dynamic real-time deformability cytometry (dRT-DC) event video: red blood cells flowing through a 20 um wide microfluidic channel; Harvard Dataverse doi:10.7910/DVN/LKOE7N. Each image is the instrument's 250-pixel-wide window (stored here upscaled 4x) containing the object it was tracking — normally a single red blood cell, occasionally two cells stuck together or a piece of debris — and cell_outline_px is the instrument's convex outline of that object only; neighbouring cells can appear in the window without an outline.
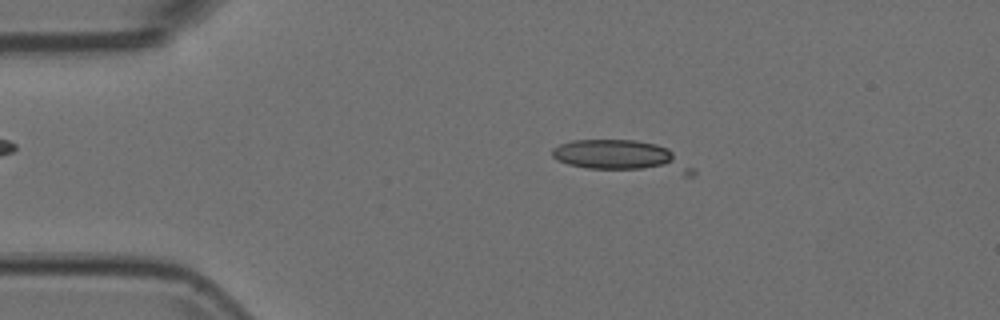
{"species": "Egyptian fruit bat (a non-hibernating species)", "species_latin": "Rousettus aegyptiacus", "temperature_condition": "room temperature", "stored_images_in_passage": 8, "camera_frame_rate_fps": 3000, "um_per_image_px": 0.085, "animal": {"sex": "female"}, "frame": {"image": 1, "passage_image": 7, "time_ms": 2.0, "image_size_px": [1000, 320], "cell_outline_px": [[696, 176], [684, 176], [588, 168], [568, 164], [556, 160], [552, 156], [552, 148], [560, 144], [572, 140], [636, 140], [656, 144], [668, 148], [696, 168]], "centroid_in_image_um": [52.97, 13.34], "position_along_channel_um": 32.0, "area_um2": 26.53}}